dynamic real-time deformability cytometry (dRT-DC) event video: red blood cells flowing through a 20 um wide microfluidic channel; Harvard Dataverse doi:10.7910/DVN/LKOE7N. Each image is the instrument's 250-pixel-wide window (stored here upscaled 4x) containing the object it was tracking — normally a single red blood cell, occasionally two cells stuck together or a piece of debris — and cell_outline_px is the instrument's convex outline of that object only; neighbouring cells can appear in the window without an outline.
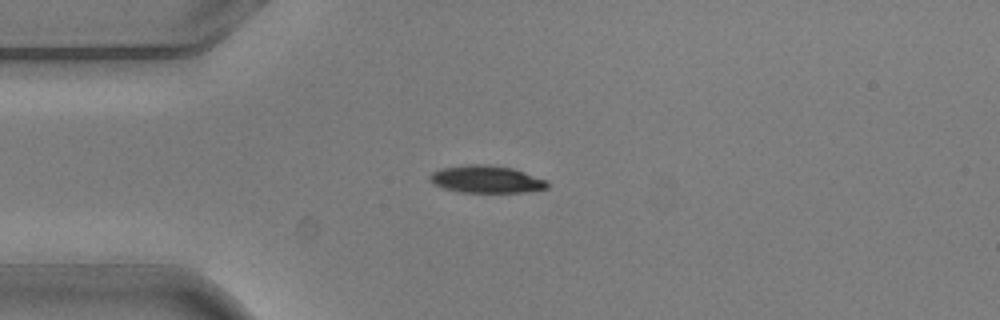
{"species": "common noctule bat (a hibernating species)", "species_latin": "Nyctalus noctula", "temperature_condition": "warm", "stored_images_in_passage": 8, "camera_frame_rate_fps": 3000, "um_per_image_px": 0.085, "animal": {"sex": "male", "body_mass_g": 20.5, "forearm_length_mm": 52.5}, "frame": {"image": 1, "passage_image": 3, "time_ms": 0.667, "image_size_px": [1000, 320], "cell_outline_px": [[548, 188], [528, 192], [460, 192], [444, 188], [432, 184], [428, 180], [428, 176], [432, 172], [440, 168], [468, 164], [484, 164], [512, 168], [548, 180]], "centroid_in_image_um": [41.31, 15.24], "position_along_channel_um": 43.7, "area_um2": 18.9}}
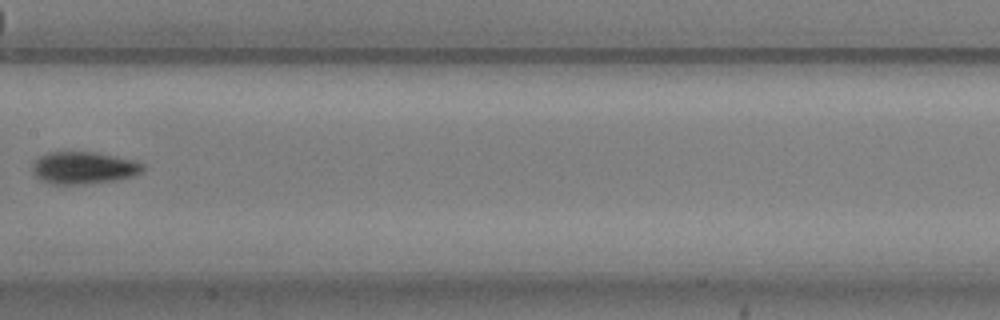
{"frame": {"image": 2, "passage_image": 7, "time_ms": 2.0, "image_size_px": [1000, 320], "cell_outline_px": [[144, 172], [132, 176], [112, 180], [80, 184], [52, 184], [40, 180], [32, 172], [32, 164], [40, 156], [48, 152], [96, 152], [136, 160], [144, 164]], "centroid_in_image_um": [7.12, 14.25], "position_along_channel_um": 200.3, "area_um2": 20.75}}
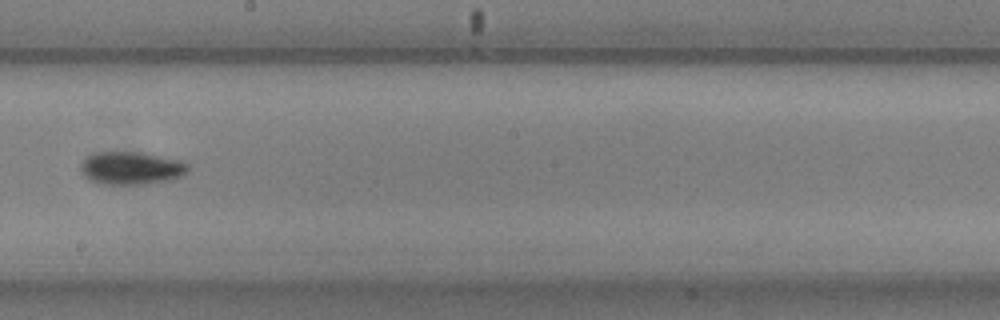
{"frame": {"image": 3, "passage_image": 8, "time_ms": 2.333, "image_size_px": [1000, 320], "cell_outline_px": [[188, 172], [172, 180], [144, 184], [96, 184], [88, 180], [80, 172], [80, 164], [88, 156], [96, 152], [140, 152], [180, 160], [188, 164]], "centroid_in_image_um": [11.12, 14.3], "position_along_channel_um": 237.1, "area_um2": 20.75}}